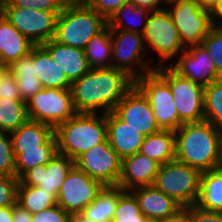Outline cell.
<instances>
[{
    "label": "cell",
    "instance_id": "cell-1",
    "mask_svg": "<svg viewBox=\"0 0 222 222\" xmlns=\"http://www.w3.org/2000/svg\"><path fill=\"white\" fill-rule=\"evenodd\" d=\"M134 80L114 67L90 69L71 83L73 104L77 114H107L114 110Z\"/></svg>",
    "mask_w": 222,
    "mask_h": 222
},
{
    "label": "cell",
    "instance_id": "cell-2",
    "mask_svg": "<svg viewBox=\"0 0 222 222\" xmlns=\"http://www.w3.org/2000/svg\"><path fill=\"white\" fill-rule=\"evenodd\" d=\"M175 132V160L200 172L219 168L222 132L210 122L185 123Z\"/></svg>",
    "mask_w": 222,
    "mask_h": 222
},
{
    "label": "cell",
    "instance_id": "cell-3",
    "mask_svg": "<svg viewBox=\"0 0 222 222\" xmlns=\"http://www.w3.org/2000/svg\"><path fill=\"white\" fill-rule=\"evenodd\" d=\"M54 133L57 152L75 160L107 140L106 114H76L59 124Z\"/></svg>",
    "mask_w": 222,
    "mask_h": 222
},
{
    "label": "cell",
    "instance_id": "cell-4",
    "mask_svg": "<svg viewBox=\"0 0 222 222\" xmlns=\"http://www.w3.org/2000/svg\"><path fill=\"white\" fill-rule=\"evenodd\" d=\"M107 26V20L84 1L63 6L58 15L54 40L84 49L86 44Z\"/></svg>",
    "mask_w": 222,
    "mask_h": 222
},
{
    "label": "cell",
    "instance_id": "cell-5",
    "mask_svg": "<svg viewBox=\"0 0 222 222\" xmlns=\"http://www.w3.org/2000/svg\"><path fill=\"white\" fill-rule=\"evenodd\" d=\"M201 172L177 160L160 165L153 185L182 207L193 206L199 196Z\"/></svg>",
    "mask_w": 222,
    "mask_h": 222
},
{
    "label": "cell",
    "instance_id": "cell-6",
    "mask_svg": "<svg viewBox=\"0 0 222 222\" xmlns=\"http://www.w3.org/2000/svg\"><path fill=\"white\" fill-rule=\"evenodd\" d=\"M154 71L169 85L182 124L205 120V87L181 76L170 65L157 67Z\"/></svg>",
    "mask_w": 222,
    "mask_h": 222
},
{
    "label": "cell",
    "instance_id": "cell-7",
    "mask_svg": "<svg viewBox=\"0 0 222 222\" xmlns=\"http://www.w3.org/2000/svg\"><path fill=\"white\" fill-rule=\"evenodd\" d=\"M166 9L179 32L185 48L201 45L202 40L215 25L209 10L195 0H168ZM172 6V7H171Z\"/></svg>",
    "mask_w": 222,
    "mask_h": 222
},
{
    "label": "cell",
    "instance_id": "cell-8",
    "mask_svg": "<svg viewBox=\"0 0 222 222\" xmlns=\"http://www.w3.org/2000/svg\"><path fill=\"white\" fill-rule=\"evenodd\" d=\"M144 45L147 50L153 49L160 58L157 67L165 66L174 56L186 49L180 39L179 32L167 9L150 12L143 32Z\"/></svg>",
    "mask_w": 222,
    "mask_h": 222
},
{
    "label": "cell",
    "instance_id": "cell-9",
    "mask_svg": "<svg viewBox=\"0 0 222 222\" xmlns=\"http://www.w3.org/2000/svg\"><path fill=\"white\" fill-rule=\"evenodd\" d=\"M110 30L113 50L112 67L125 72L134 81L156 69V66L151 67L144 59L146 48L143 34L114 28Z\"/></svg>",
    "mask_w": 222,
    "mask_h": 222
},
{
    "label": "cell",
    "instance_id": "cell-10",
    "mask_svg": "<svg viewBox=\"0 0 222 222\" xmlns=\"http://www.w3.org/2000/svg\"><path fill=\"white\" fill-rule=\"evenodd\" d=\"M26 107L30 120L45 123L54 129L77 114L71 89L43 88L26 101Z\"/></svg>",
    "mask_w": 222,
    "mask_h": 222
},
{
    "label": "cell",
    "instance_id": "cell-11",
    "mask_svg": "<svg viewBox=\"0 0 222 222\" xmlns=\"http://www.w3.org/2000/svg\"><path fill=\"white\" fill-rule=\"evenodd\" d=\"M134 85L147 98L162 130L176 131L183 125L169 85L155 71L141 76L134 81Z\"/></svg>",
    "mask_w": 222,
    "mask_h": 222
},
{
    "label": "cell",
    "instance_id": "cell-12",
    "mask_svg": "<svg viewBox=\"0 0 222 222\" xmlns=\"http://www.w3.org/2000/svg\"><path fill=\"white\" fill-rule=\"evenodd\" d=\"M60 13L15 7L8 2L2 10L6 19L34 45L54 39Z\"/></svg>",
    "mask_w": 222,
    "mask_h": 222
},
{
    "label": "cell",
    "instance_id": "cell-13",
    "mask_svg": "<svg viewBox=\"0 0 222 222\" xmlns=\"http://www.w3.org/2000/svg\"><path fill=\"white\" fill-rule=\"evenodd\" d=\"M74 165L104 186H118L122 159L108 139L82 153L74 160Z\"/></svg>",
    "mask_w": 222,
    "mask_h": 222
},
{
    "label": "cell",
    "instance_id": "cell-14",
    "mask_svg": "<svg viewBox=\"0 0 222 222\" xmlns=\"http://www.w3.org/2000/svg\"><path fill=\"white\" fill-rule=\"evenodd\" d=\"M104 187L74 165L61 185L57 204L70 215L79 213L97 198Z\"/></svg>",
    "mask_w": 222,
    "mask_h": 222
},
{
    "label": "cell",
    "instance_id": "cell-15",
    "mask_svg": "<svg viewBox=\"0 0 222 222\" xmlns=\"http://www.w3.org/2000/svg\"><path fill=\"white\" fill-rule=\"evenodd\" d=\"M113 112L128 126L137 129L144 136L162 130L157 124L147 98L135 85L125 94Z\"/></svg>",
    "mask_w": 222,
    "mask_h": 222
},
{
    "label": "cell",
    "instance_id": "cell-16",
    "mask_svg": "<svg viewBox=\"0 0 222 222\" xmlns=\"http://www.w3.org/2000/svg\"><path fill=\"white\" fill-rule=\"evenodd\" d=\"M170 65L181 76L194 81L203 87L209 86L222 76L217 72L208 52L202 45L186 48Z\"/></svg>",
    "mask_w": 222,
    "mask_h": 222
},
{
    "label": "cell",
    "instance_id": "cell-17",
    "mask_svg": "<svg viewBox=\"0 0 222 222\" xmlns=\"http://www.w3.org/2000/svg\"><path fill=\"white\" fill-rule=\"evenodd\" d=\"M73 166L74 160L57 152L47 165H37L27 170L19 178V182L38 186L57 198L61 185Z\"/></svg>",
    "mask_w": 222,
    "mask_h": 222
},
{
    "label": "cell",
    "instance_id": "cell-18",
    "mask_svg": "<svg viewBox=\"0 0 222 222\" xmlns=\"http://www.w3.org/2000/svg\"><path fill=\"white\" fill-rule=\"evenodd\" d=\"M160 164L149 157L136 153L122 159L118 187L131 191L137 187L153 185Z\"/></svg>",
    "mask_w": 222,
    "mask_h": 222
},
{
    "label": "cell",
    "instance_id": "cell-19",
    "mask_svg": "<svg viewBox=\"0 0 222 222\" xmlns=\"http://www.w3.org/2000/svg\"><path fill=\"white\" fill-rule=\"evenodd\" d=\"M107 139L118 156L123 159L139 153L145 136L128 126L113 111L106 114Z\"/></svg>",
    "mask_w": 222,
    "mask_h": 222
},
{
    "label": "cell",
    "instance_id": "cell-20",
    "mask_svg": "<svg viewBox=\"0 0 222 222\" xmlns=\"http://www.w3.org/2000/svg\"><path fill=\"white\" fill-rule=\"evenodd\" d=\"M131 192L138 201L141 213L149 220L164 219L182 207L154 185L137 187L132 189Z\"/></svg>",
    "mask_w": 222,
    "mask_h": 222
},
{
    "label": "cell",
    "instance_id": "cell-21",
    "mask_svg": "<svg viewBox=\"0 0 222 222\" xmlns=\"http://www.w3.org/2000/svg\"><path fill=\"white\" fill-rule=\"evenodd\" d=\"M53 61L58 64L67 79L72 83L90 70L84 49L69 47L54 39L42 44Z\"/></svg>",
    "mask_w": 222,
    "mask_h": 222
},
{
    "label": "cell",
    "instance_id": "cell-22",
    "mask_svg": "<svg viewBox=\"0 0 222 222\" xmlns=\"http://www.w3.org/2000/svg\"><path fill=\"white\" fill-rule=\"evenodd\" d=\"M34 44L21 34L1 13L0 14V60L11 65L28 55Z\"/></svg>",
    "mask_w": 222,
    "mask_h": 222
},
{
    "label": "cell",
    "instance_id": "cell-23",
    "mask_svg": "<svg viewBox=\"0 0 222 222\" xmlns=\"http://www.w3.org/2000/svg\"><path fill=\"white\" fill-rule=\"evenodd\" d=\"M34 65L36 76L43 88L70 89L71 82L55 63L42 45H34Z\"/></svg>",
    "mask_w": 222,
    "mask_h": 222
},
{
    "label": "cell",
    "instance_id": "cell-24",
    "mask_svg": "<svg viewBox=\"0 0 222 222\" xmlns=\"http://www.w3.org/2000/svg\"><path fill=\"white\" fill-rule=\"evenodd\" d=\"M10 73L15 77L19 95L25 102L43 89L41 82L36 76L34 46L28 55L21 57L10 65Z\"/></svg>",
    "mask_w": 222,
    "mask_h": 222
},
{
    "label": "cell",
    "instance_id": "cell-25",
    "mask_svg": "<svg viewBox=\"0 0 222 222\" xmlns=\"http://www.w3.org/2000/svg\"><path fill=\"white\" fill-rule=\"evenodd\" d=\"M54 134V128L45 123L28 119L17 130L10 133L13 150L41 149Z\"/></svg>",
    "mask_w": 222,
    "mask_h": 222
},
{
    "label": "cell",
    "instance_id": "cell-26",
    "mask_svg": "<svg viewBox=\"0 0 222 222\" xmlns=\"http://www.w3.org/2000/svg\"><path fill=\"white\" fill-rule=\"evenodd\" d=\"M207 210L222 212V169L201 172L199 196L195 204Z\"/></svg>",
    "mask_w": 222,
    "mask_h": 222
},
{
    "label": "cell",
    "instance_id": "cell-27",
    "mask_svg": "<svg viewBox=\"0 0 222 222\" xmlns=\"http://www.w3.org/2000/svg\"><path fill=\"white\" fill-rule=\"evenodd\" d=\"M139 153L155 160L160 165L174 161L175 132L172 130H160L145 136Z\"/></svg>",
    "mask_w": 222,
    "mask_h": 222
},
{
    "label": "cell",
    "instance_id": "cell-28",
    "mask_svg": "<svg viewBox=\"0 0 222 222\" xmlns=\"http://www.w3.org/2000/svg\"><path fill=\"white\" fill-rule=\"evenodd\" d=\"M84 54L90 69L112 67V39L108 25L86 44Z\"/></svg>",
    "mask_w": 222,
    "mask_h": 222
},
{
    "label": "cell",
    "instance_id": "cell-29",
    "mask_svg": "<svg viewBox=\"0 0 222 222\" xmlns=\"http://www.w3.org/2000/svg\"><path fill=\"white\" fill-rule=\"evenodd\" d=\"M15 155L16 177L19 179L27 170L47 163L57 153L55 133L43 144L41 149L13 150Z\"/></svg>",
    "mask_w": 222,
    "mask_h": 222
},
{
    "label": "cell",
    "instance_id": "cell-30",
    "mask_svg": "<svg viewBox=\"0 0 222 222\" xmlns=\"http://www.w3.org/2000/svg\"><path fill=\"white\" fill-rule=\"evenodd\" d=\"M123 191L118 186H105L97 198L81 213L94 222H112L119 195Z\"/></svg>",
    "mask_w": 222,
    "mask_h": 222
},
{
    "label": "cell",
    "instance_id": "cell-31",
    "mask_svg": "<svg viewBox=\"0 0 222 222\" xmlns=\"http://www.w3.org/2000/svg\"><path fill=\"white\" fill-rule=\"evenodd\" d=\"M149 14V10L137 7L131 2H126L119 10L110 16L107 20V25L110 28L143 34ZM131 17L139 19V24L130 21Z\"/></svg>",
    "mask_w": 222,
    "mask_h": 222
},
{
    "label": "cell",
    "instance_id": "cell-32",
    "mask_svg": "<svg viewBox=\"0 0 222 222\" xmlns=\"http://www.w3.org/2000/svg\"><path fill=\"white\" fill-rule=\"evenodd\" d=\"M17 203L36 214L57 205V198L38 186L23 185L19 182L17 190Z\"/></svg>",
    "mask_w": 222,
    "mask_h": 222
},
{
    "label": "cell",
    "instance_id": "cell-33",
    "mask_svg": "<svg viewBox=\"0 0 222 222\" xmlns=\"http://www.w3.org/2000/svg\"><path fill=\"white\" fill-rule=\"evenodd\" d=\"M26 102L0 98V131L11 133L28 120Z\"/></svg>",
    "mask_w": 222,
    "mask_h": 222
},
{
    "label": "cell",
    "instance_id": "cell-34",
    "mask_svg": "<svg viewBox=\"0 0 222 222\" xmlns=\"http://www.w3.org/2000/svg\"><path fill=\"white\" fill-rule=\"evenodd\" d=\"M205 121L222 132V78L204 88Z\"/></svg>",
    "mask_w": 222,
    "mask_h": 222
},
{
    "label": "cell",
    "instance_id": "cell-35",
    "mask_svg": "<svg viewBox=\"0 0 222 222\" xmlns=\"http://www.w3.org/2000/svg\"><path fill=\"white\" fill-rule=\"evenodd\" d=\"M138 201L131 191H123L118 198L112 222H146Z\"/></svg>",
    "mask_w": 222,
    "mask_h": 222
},
{
    "label": "cell",
    "instance_id": "cell-36",
    "mask_svg": "<svg viewBox=\"0 0 222 222\" xmlns=\"http://www.w3.org/2000/svg\"><path fill=\"white\" fill-rule=\"evenodd\" d=\"M201 45L211 57L217 72L222 76V25H214Z\"/></svg>",
    "mask_w": 222,
    "mask_h": 222
},
{
    "label": "cell",
    "instance_id": "cell-37",
    "mask_svg": "<svg viewBox=\"0 0 222 222\" xmlns=\"http://www.w3.org/2000/svg\"><path fill=\"white\" fill-rule=\"evenodd\" d=\"M0 174L16 176L15 155L10 133L0 131Z\"/></svg>",
    "mask_w": 222,
    "mask_h": 222
},
{
    "label": "cell",
    "instance_id": "cell-38",
    "mask_svg": "<svg viewBox=\"0 0 222 222\" xmlns=\"http://www.w3.org/2000/svg\"><path fill=\"white\" fill-rule=\"evenodd\" d=\"M19 179L0 174V207L13 206L17 202Z\"/></svg>",
    "mask_w": 222,
    "mask_h": 222
},
{
    "label": "cell",
    "instance_id": "cell-39",
    "mask_svg": "<svg viewBox=\"0 0 222 222\" xmlns=\"http://www.w3.org/2000/svg\"><path fill=\"white\" fill-rule=\"evenodd\" d=\"M15 7L31 8L49 12H61L63 6L57 0H8Z\"/></svg>",
    "mask_w": 222,
    "mask_h": 222
},
{
    "label": "cell",
    "instance_id": "cell-40",
    "mask_svg": "<svg viewBox=\"0 0 222 222\" xmlns=\"http://www.w3.org/2000/svg\"><path fill=\"white\" fill-rule=\"evenodd\" d=\"M70 214L58 204L32 214L31 222H69Z\"/></svg>",
    "mask_w": 222,
    "mask_h": 222
},
{
    "label": "cell",
    "instance_id": "cell-41",
    "mask_svg": "<svg viewBox=\"0 0 222 222\" xmlns=\"http://www.w3.org/2000/svg\"><path fill=\"white\" fill-rule=\"evenodd\" d=\"M84 2L108 20L112 14L129 0H84Z\"/></svg>",
    "mask_w": 222,
    "mask_h": 222
},
{
    "label": "cell",
    "instance_id": "cell-42",
    "mask_svg": "<svg viewBox=\"0 0 222 222\" xmlns=\"http://www.w3.org/2000/svg\"><path fill=\"white\" fill-rule=\"evenodd\" d=\"M189 222H222V212L207 211L196 205L189 206Z\"/></svg>",
    "mask_w": 222,
    "mask_h": 222
},
{
    "label": "cell",
    "instance_id": "cell-43",
    "mask_svg": "<svg viewBox=\"0 0 222 222\" xmlns=\"http://www.w3.org/2000/svg\"><path fill=\"white\" fill-rule=\"evenodd\" d=\"M0 98L22 100L18 92L15 77L10 72L0 83Z\"/></svg>",
    "mask_w": 222,
    "mask_h": 222
},
{
    "label": "cell",
    "instance_id": "cell-44",
    "mask_svg": "<svg viewBox=\"0 0 222 222\" xmlns=\"http://www.w3.org/2000/svg\"><path fill=\"white\" fill-rule=\"evenodd\" d=\"M168 0H129L135 6L149 10L150 12L161 11L166 9L164 7ZM164 4L163 6L161 5ZM160 4V5H159Z\"/></svg>",
    "mask_w": 222,
    "mask_h": 222
},
{
    "label": "cell",
    "instance_id": "cell-45",
    "mask_svg": "<svg viewBox=\"0 0 222 222\" xmlns=\"http://www.w3.org/2000/svg\"><path fill=\"white\" fill-rule=\"evenodd\" d=\"M13 222H31L32 214L17 202L12 206Z\"/></svg>",
    "mask_w": 222,
    "mask_h": 222
},
{
    "label": "cell",
    "instance_id": "cell-46",
    "mask_svg": "<svg viewBox=\"0 0 222 222\" xmlns=\"http://www.w3.org/2000/svg\"><path fill=\"white\" fill-rule=\"evenodd\" d=\"M159 222H189V206L181 207L174 214L159 220Z\"/></svg>",
    "mask_w": 222,
    "mask_h": 222
},
{
    "label": "cell",
    "instance_id": "cell-47",
    "mask_svg": "<svg viewBox=\"0 0 222 222\" xmlns=\"http://www.w3.org/2000/svg\"><path fill=\"white\" fill-rule=\"evenodd\" d=\"M215 25H222V0H218L209 11ZM215 19H218L217 21ZM220 19V20H219Z\"/></svg>",
    "mask_w": 222,
    "mask_h": 222
},
{
    "label": "cell",
    "instance_id": "cell-48",
    "mask_svg": "<svg viewBox=\"0 0 222 222\" xmlns=\"http://www.w3.org/2000/svg\"><path fill=\"white\" fill-rule=\"evenodd\" d=\"M0 222H13L12 206L0 207Z\"/></svg>",
    "mask_w": 222,
    "mask_h": 222
},
{
    "label": "cell",
    "instance_id": "cell-49",
    "mask_svg": "<svg viewBox=\"0 0 222 222\" xmlns=\"http://www.w3.org/2000/svg\"><path fill=\"white\" fill-rule=\"evenodd\" d=\"M69 222H94L92 219L84 216L81 212L71 214Z\"/></svg>",
    "mask_w": 222,
    "mask_h": 222
},
{
    "label": "cell",
    "instance_id": "cell-50",
    "mask_svg": "<svg viewBox=\"0 0 222 222\" xmlns=\"http://www.w3.org/2000/svg\"><path fill=\"white\" fill-rule=\"evenodd\" d=\"M198 5L206 10H211L218 0H195Z\"/></svg>",
    "mask_w": 222,
    "mask_h": 222
},
{
    "label": "cell",
    "instance_id": "cell-51",
    "mask_svg": "<svg viewBox=\"0 0 222 222\" xmlns=\"http://www.w3.org/2000/svg\"><path fill=\"white\" fill-rule=\"evenodd\" d=\"M10 66L0 60V83L9 74Z\"/></svg>",
    "mask_w": 222,
    "mask_h": 222
},
{
    "label": "cell",
    "instance_id": "cell-52",
    "mask_svg": "<svg viewBox=\"0 0 222 222\" xmlns=\"http://www.w3.org/2000/svg\"><path fill=\"white\" fill-rule=\"evenodd\" d=\"M62 6L75 5L80 3L82 0H57Z\"/></svg>",
    "mask_w": 222,
    "mask_h": 222
},
{
    "label": "cell",
    "instance_id": "cell-53",
    "mask_svg": "<svg viewBox=\"0 0 222 222\" xmlns=\"http://www.w3.org/2000/svg\"><path fill=\"white\" fill-rule=\"evenodd\" d=\"M8 0H0V14L2 13L4 5L7 3Z\"/></svg>",
    "mask_w": 222,
    "mask_h": 222
},
{
    "label": "cell",
    "instance_id": "cell-54",
    "mask_svg": "<svg viewBox=\"0 0 222 222\" xmlns=\"http://www.w3.org/2000/svg\"><path fill=\"white\" fill-rule=\"evenodd\" d=\"M219 168L222 169V136H221V149H220V163H219Z\"/></svg>",
    "mask_w": 222,
    "mask_h": 222
},
{
    "label": "cell",
    "instance_id": "cell-55",
    "mask_svg": "<svg viewBox=\"0 0 222 222\" xmlns=\"http://www.w3.org/2000/svg\"><path fill=\"white\" fill-rule=\"evenodd\" d=\"M146 222H159V220H149V219H147Z\"/></svg>",
    "mask_w": 222,
    "mask_h": 222
}]
</instances>
